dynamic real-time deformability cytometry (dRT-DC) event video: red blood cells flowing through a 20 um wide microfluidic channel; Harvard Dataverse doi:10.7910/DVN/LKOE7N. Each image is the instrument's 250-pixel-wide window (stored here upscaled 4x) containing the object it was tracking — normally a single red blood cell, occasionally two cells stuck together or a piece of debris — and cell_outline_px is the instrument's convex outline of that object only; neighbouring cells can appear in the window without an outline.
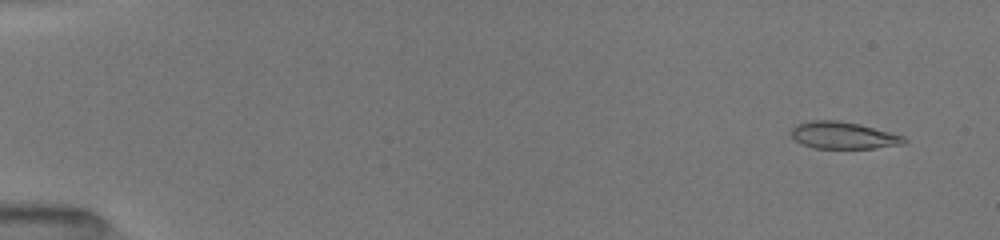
{"species": "common noctule bat (a hibernating species)", "species_latin": "Nyctalus noctula", "temperature_condition": "room temperature", "stored_images_in_passage": 30, "camera_frame_rate_fps": 3000, "um_per_image_px": 0.085, "animal": {"sex": "female", "body_mass_g": 19.5, "forearm_length_mm": 54.1}, "frame": {"image": 1, "passage_image": 3, "time_ms": 1.0, "image_size_px": [1000, 240], "cell_outline_px": [[908, 140], [904, 144], [876, 148], [816, 148], [804, 144], [796, 140], [792, 136], [792, 128], [796, 124], [812, 120], [840, 120], [860, 124], [904, 136]], "centroid_in_image_um": [71.71, 11.5], "position_along_channel_um": 13.3, "area_um2": 17.69}}
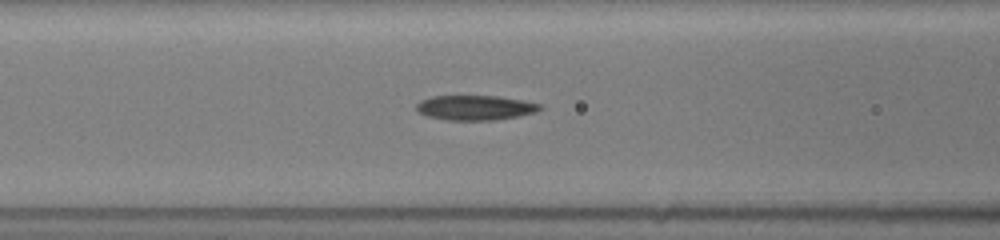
{"frame": {"image": 2, "passage_image": 22, "time_ms": 7.333, "image_size_px": [1000, 240], "cell_outline_px": [[544, 108], [536, 112], [520, 116], [496, 120], [448, 120], [428, 116], [420, 112], [416, 108], [416, 104], [420, 100], [432, 96], [500, 96], [524, 100], [540, 104]], "centroid_in_image_um": [40.44, 9.15], "position_along_channel_um": 126.2, "area_um2": 17.98}}
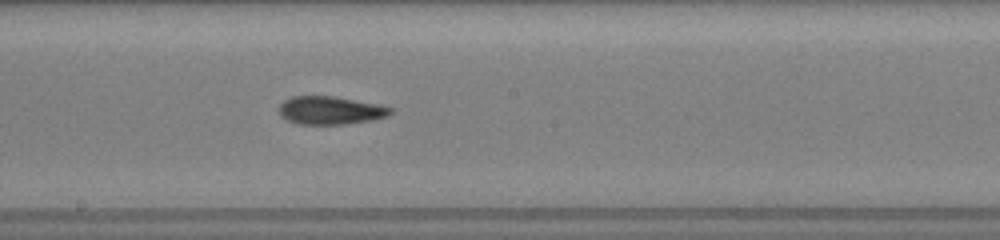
{"frame": {"image": 3, "passage_image": 30, "time_ms": 9.667, "image_size_px": [1000, 240], "cell_outline_px": [[396, 108], [388, 116], [372, 120], [344, 124], [300, 124], [288, 120], [280, 116], [280, 104], [284, 100], [292, 96], [332, 96], [380, 104]], "centroid_in_image_um": [28.13, 9.37], "position_along_channel_um": 220.1, "area_um2": 18.32}}